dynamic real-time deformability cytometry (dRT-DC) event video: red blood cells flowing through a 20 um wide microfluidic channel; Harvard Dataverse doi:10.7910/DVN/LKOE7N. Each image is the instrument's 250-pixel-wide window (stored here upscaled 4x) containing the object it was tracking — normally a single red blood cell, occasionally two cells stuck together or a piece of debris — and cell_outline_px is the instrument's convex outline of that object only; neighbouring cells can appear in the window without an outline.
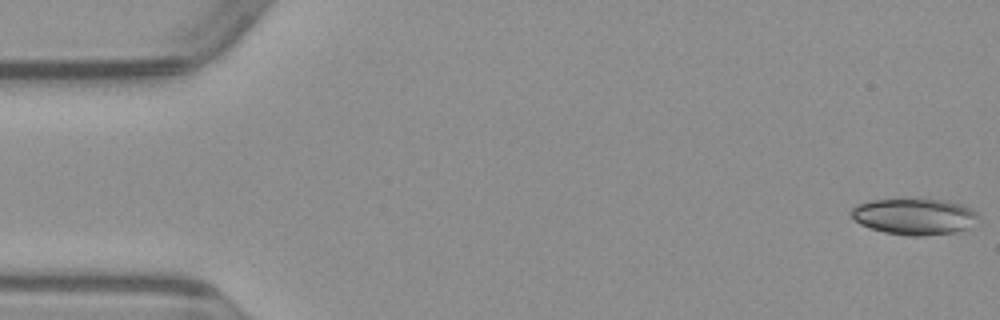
{"species": "common noctule bat (a hibernating species)", "species_latin": "Nyctalus noctula", "temperature_condition": "warm", "stored_images_in_passage": 47, "camera_frame_rate_fps": 3000, "um_per_image_px": 0.085, "animal": {"sex": "male", "body_mass_g": 23.1, "forearm_length_mm": 52.7}, "frame": {"image": 1, "passage_image": 1, "time_ms": 0.0, "image_size_px": [1000, 320], "cell_outline_px": [[980, 224], [952, 232], [924, 236], [908, 236], [884, 232], [860, 224], [848, 212], [852, 208], [860, 204], [872, 200], [908, 196], [944, 200], [964, 204], [972, 208], [980, 216]], "centroid_in_image_um": [77.78, 18.36], "position_along_channel_um": 7.2, "area_um2": 27.92}}
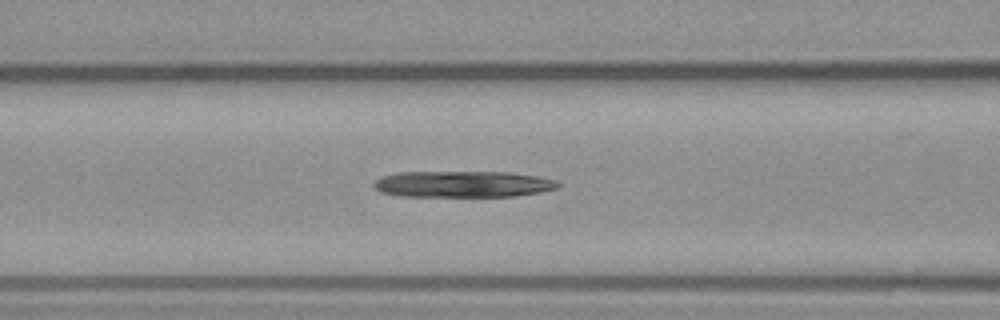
{"frame": {"image": 2, "passage_image": 20, "time_ms": 6.333, "image_size_px": [1000, 320], "cell_outline_px": [[560, 188], [540, 192], [516, 196], [400, 196], [380, 192], [372, 184], [380, 176], [400, 172], [508, 172], [536, 176], [556, 180], [560, 184]], "centroid_in_image_um": [39.34, 15.65], "position_along_channel_um": 127.3, "area_um2": 28.32}}
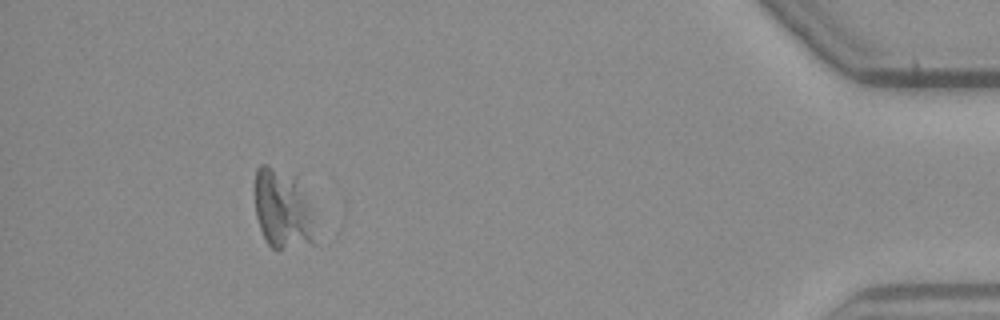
{"frame": {"image": 3, "passage_image": 46, "time_ms": 15.0, "image_size_px": [1000, 320], "cell_outline_px": [[316, 244], [276, 252], [268, 244], [260, 228], [256, 216], [252, 188], [256, 168], [260, 164], [268, 164], [300, 172], [312, 212]], "centroid_in_image_um": [24.04, 17.68], "position_along_channel_um": 411.2, "area_um2": 30.4}}